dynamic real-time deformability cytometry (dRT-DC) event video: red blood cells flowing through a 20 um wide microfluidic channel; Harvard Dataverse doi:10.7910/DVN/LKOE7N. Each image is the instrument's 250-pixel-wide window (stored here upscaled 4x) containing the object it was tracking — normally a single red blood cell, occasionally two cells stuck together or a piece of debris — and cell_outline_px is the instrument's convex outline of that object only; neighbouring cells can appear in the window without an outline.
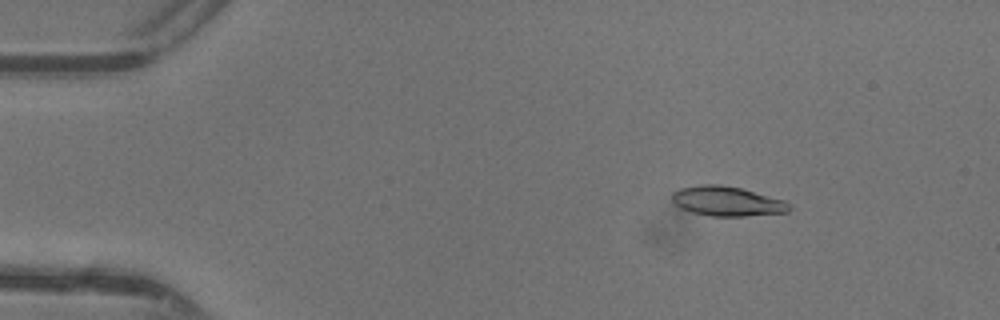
{"species": "common noctule bat (a hibernating species)", "species_latin": "Nyctalus noctula", "temperature_condition": "warm", "stored_images_in_passage": 8, "camera_frame_rate_fps": 3000, "um_per_image_px": 0.085, "animal": {"sex": "female"}, "frame": {"image": 1, "passage_image": 1, "time_ms": 0.0, "image_size_px": [1000, 320], "cell_outline_px": [[792, 208], [788, 212], [744, 216], [712, 216], [692, 212], [680, 208], [672, 200], [672, 192], [680, 188], [700, 184], [720, 184], [740, 188], [784, 200]], "centroid_in_image_um": [61.78, 17.1], "position_along_channel_um": 23.2, "area_um2": 20.17}}